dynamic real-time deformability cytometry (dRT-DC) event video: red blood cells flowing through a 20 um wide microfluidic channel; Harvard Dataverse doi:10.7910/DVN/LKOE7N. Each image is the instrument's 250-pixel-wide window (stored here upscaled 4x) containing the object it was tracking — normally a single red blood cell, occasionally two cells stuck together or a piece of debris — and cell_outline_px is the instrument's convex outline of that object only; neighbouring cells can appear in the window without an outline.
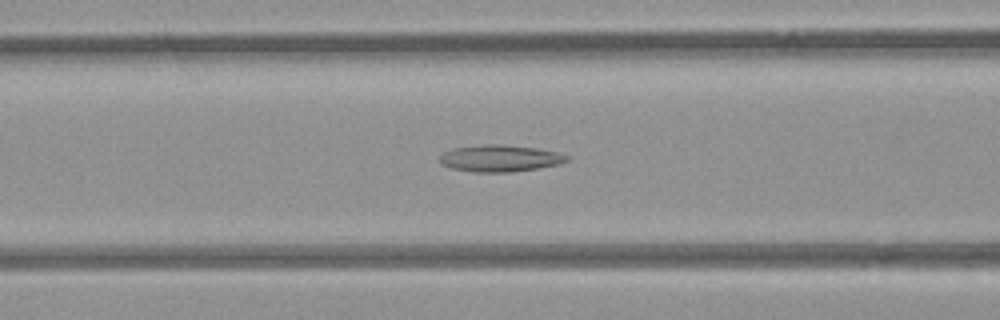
{"species": "common noctule bat (a hibernating species)", "species_latin": "Nyctalus noctula", "temperature_condition": "room temperature", "stored_images_in_passage": 38, "camera_frame_rate_fps": 3000, "um_per_image_px": 0.085, "animal": {"sex": "female", "body_mass_g": 21.9}, "frame": {"image": 1, "passage_image": 5, "time_ms": 1.333, "image_size_px": [1000, 320], "cell_outline_px": [[572, 160], [560, 164], [512, 172], [472, 172], [452, 168], [440, 164], [440, 156], [444, 152], [452, 148], [484, 144], [496, 144], [536, 148], [556, 152], [572, 156]], "centroid_in_image_um": [42.52, 13.46], "position_along_channel_um": 124.1, "area_um2": 19.94}}
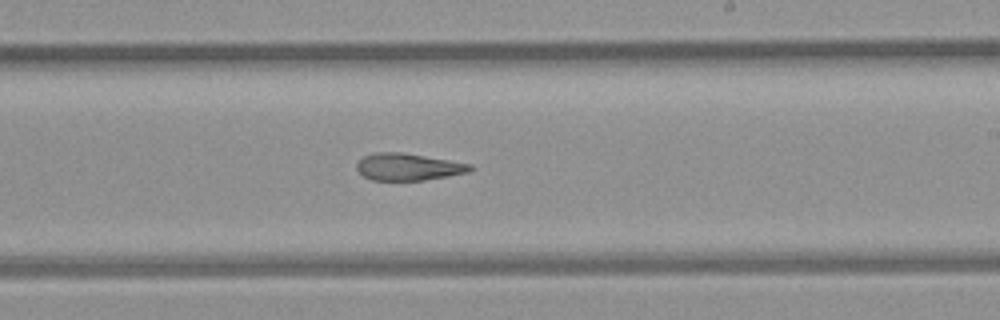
{"frame": {"image": 2, "passage_image": 15, "time_ms": 4.667, "image_size_px": [1000, 320], "cell_outline_px": [[476, 168], [468, 172], [448, 176], [424, 180], [372, 180], [364, 176], [356, 168], [356, 164], [364, 156], [376, 152], [400, 152], [472, 164]], "centroid_in_image_um": [34.71, 14.19], "position_along_channel_um": 254.3, "area_um2": 17.74}}
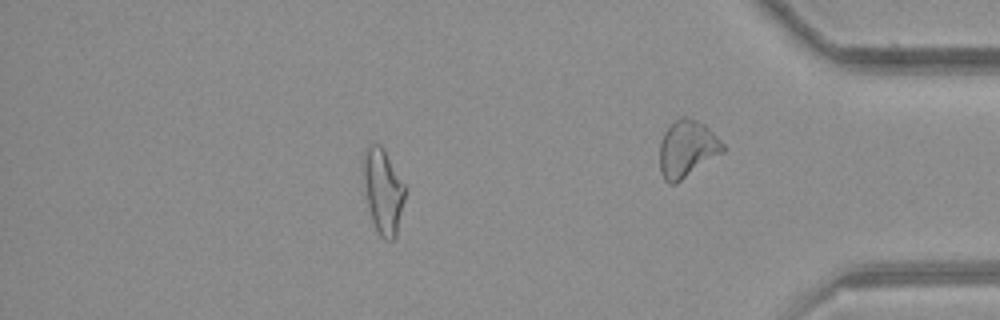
{"frame": {"image": 3, "passage_image": 30, "time_ms": 9.667, "image_size_px": [1000, 320], "cell_outline_px": [[404, 200], [396, 236], [392, 240], [384, 240], [380, 236], [372, 220], [368, 204], [364, 176], [364, 148], [368, 144], [380, 144], [384, 148], [404, 184]], "centroid_in_image_um": [32.57, 16.23], "position_along_channel_um": 402.6, "area_um2": 20.11}}